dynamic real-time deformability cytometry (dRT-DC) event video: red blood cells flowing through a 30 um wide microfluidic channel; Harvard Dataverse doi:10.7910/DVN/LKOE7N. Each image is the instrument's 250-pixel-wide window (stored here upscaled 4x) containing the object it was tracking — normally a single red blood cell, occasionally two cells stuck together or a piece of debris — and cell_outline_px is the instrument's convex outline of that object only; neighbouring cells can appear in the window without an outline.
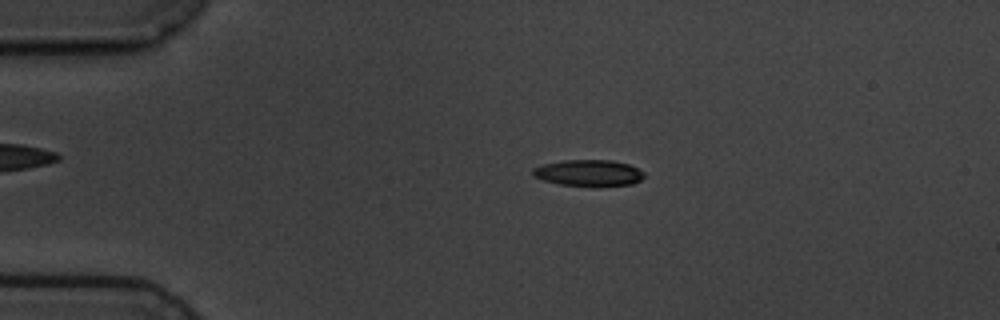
{"species": "common noctule bat (a hibernating species)", "species_latin": "Nyctalus noctula", "temperature_condition": "cold", "stored_images_in_passage": 4, "camera_frame_rate_fps": 3000, "um_per_image_px": 0.085, "animal": {"sex": "male", "body_mass_g": 19.5, "forearm_length_mm": 54.6}, "frame": {"image": 1, "passage_image": 3, "time_ms": 2.333, "image_size_px": [1000, 320], "cell_outline_px": [[644, 176], [640, 180], [632, 184], [600, 188], [560, 184], [544, 180], [532, 176], [532, 168], [544, 164], [564, 160], [612, 160], [628, 164], [644, 172]], "centroid_in_image_um": [50.05, 14.72], "position_along_channel_um": 35.0, "area_um2": 17.46}}